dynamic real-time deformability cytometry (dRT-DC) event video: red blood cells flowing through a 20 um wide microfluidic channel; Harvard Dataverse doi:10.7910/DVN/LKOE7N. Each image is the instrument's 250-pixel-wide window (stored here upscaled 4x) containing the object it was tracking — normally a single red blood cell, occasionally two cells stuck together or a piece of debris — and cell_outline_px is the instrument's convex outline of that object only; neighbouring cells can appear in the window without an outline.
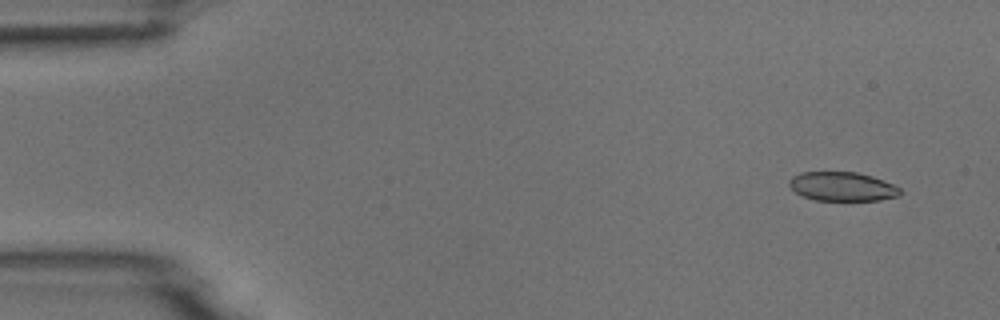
{"species": "common noctule bat (a hibernating species)", "species_latin": "Nyctalus noctula", "temperature_condition": "room temperature", "stored_images_in_passage": 3, "camera_frame_rate_fps": 3000, "um_per_image_px": 0.085, "animal": {"sex": "male", "body_mass_g": 18.8}, "frame": {"image": 1, "passage_image": 1, "time_ms": 0.0, "image_size_px": [1000, 320], "cell_outline_px": [[900, 196], [880, 200], [816, 200], [804, 196], [796, 192], [788, 184], [788, 180], [792, 176], [800, 172], [856, 172], [872, 176], [892, 184], [900, 188]], "centroid_in_image_um": [71.58, 15.85], "position_along_channel_um": 13.4, "area_um2": 18.67}}